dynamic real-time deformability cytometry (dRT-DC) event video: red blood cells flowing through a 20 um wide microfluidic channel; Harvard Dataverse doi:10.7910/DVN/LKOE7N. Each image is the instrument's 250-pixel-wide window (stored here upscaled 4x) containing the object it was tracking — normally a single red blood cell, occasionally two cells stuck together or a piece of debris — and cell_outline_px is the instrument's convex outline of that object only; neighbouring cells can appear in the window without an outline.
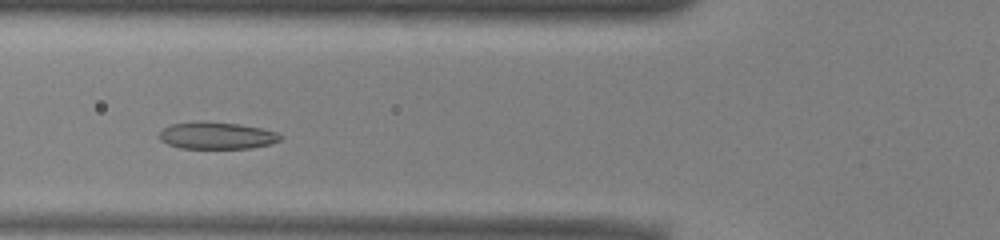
{"species": "common noctule bat (a hibernating species)", "species_latin": "Nyctalus noctula", "temperature_condition": "warm", "stored_images_in_passage": 42, "camera_frame_rate_fps": 3000, "um_per_image_px": 0.085, "animal": {"sex": "male", "body_mass_g": 13.0, "forearm_length_mm": 53.1}, "frame": {"image": 1, "passage_image": 10, "time_ms": 3.0, "image_size_px": [1000, 240], "cell_outline_px": [[284, 136], [280, 140], [268, 144], [248, 148], [180, 148], [168, 144], [160, 140], [160, 132], [164, 128], [172, 124], [240, 124], [260, 128], [276, 132]], "centroid_in_image_um": [18.47, 11.57], "position_along_channel_um": 107.3, "area_um2": 18.03}}
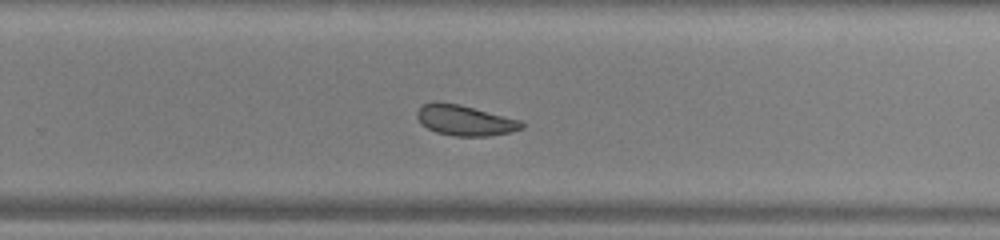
{"frame": {"image": 2, "passage_image": 24, "time_ms": 7.667, "image_size_px": [1000, 240], "cell_outline_px": [[524, 128], [512, 132], [488, 136], [452, 136], [436, 132], [420, 124], [416, 116], [416, 112], [424, 104], [436, 100], [440, 100], [460, 104], [520, 120], [524, 124]], "centroid_in_image_um": [39.49, 10.22], "position_along_channel_um": 290.3, "area_um2": 18.84}}
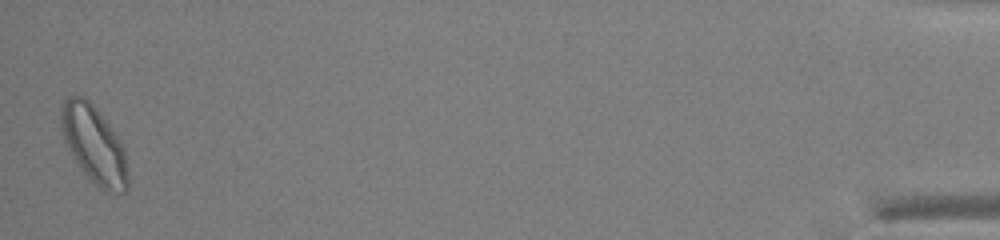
{"frame": {"image": 3, "passage_image": 42, "time_ms": 13.667, "image_size_px": [1000, 240], "cell_outline_px": [[128, 188], [124, 192], [104, 192], [96, 188], [88, 180], [72, 156], [64, 140], [60, 124], [60, 108], [64, 100], [72, 92], [84, 96], [96, 108], [112, 128], [120, 140], [124, 148], [128, 172]], "centroid_in_image_um": [7.97, 12.3], "position_along_channel_um": 427.2, "area_um2": 30.92}, "authors_computed_cell_mechanics": {"area_um2": 19.7676, "velocity_mm_per_s": 3.9314, "shape_relaxation_time_tau1_ms": 5.4709, "shape_relaxation_time_tau2_ms": 3.0631, "deformation_change_tau1": 0.1162, "deformation_change_tau2": 0.0806}}